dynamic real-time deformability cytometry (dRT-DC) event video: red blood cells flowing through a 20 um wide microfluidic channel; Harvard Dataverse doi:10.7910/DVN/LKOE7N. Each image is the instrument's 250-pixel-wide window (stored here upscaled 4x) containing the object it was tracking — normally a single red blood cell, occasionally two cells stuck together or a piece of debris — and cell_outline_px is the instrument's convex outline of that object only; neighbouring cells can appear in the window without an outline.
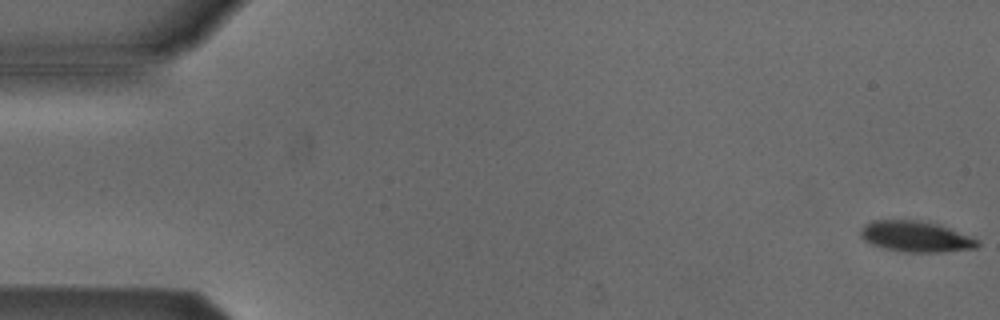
{"species": "Egyptian fruit bat (a non-hibernating species)", "species_latin": "Rousettus aegyptiacus", "temperature_condition": "cold", "stored_images_in_passage": 5, "camera_frame_rate_fps": 3000, "um_per_image_px": 0.085, "animal": {"sex": "male"}, "frame": {"image": 1, "passage_image": 1, "time_ms": 0.0, "image_size_px": [1000, 320], "cell_outline_px": [[980, 244], [976, 248], [944, 252], [908, 252], [888, 248], [872, 244], [864, 240], [860, 236], [860, 228], [864, 224], [872, 220], [920, 220], [936, 224], [972, 236], [980, 240]], "centroid_in_image_um": [77.86, 20.1], "position_along_channel_um": 7.1, "area_um2": 20.98}}
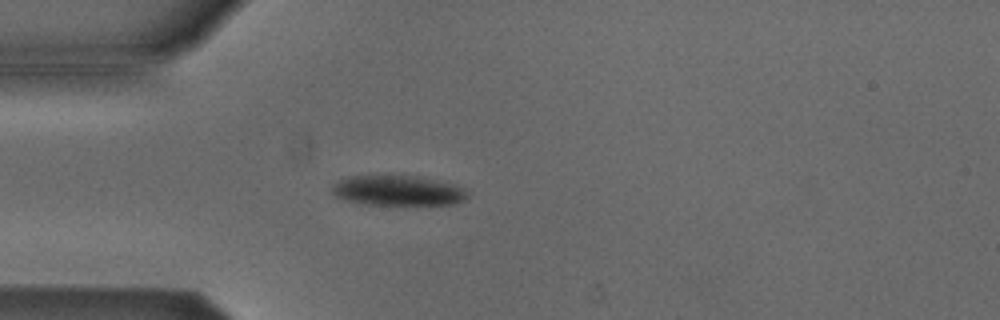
{"frame": {"image": 2, "passage_image": 5, "time_ms": 4.667, "image_size_px": [1000, 320], "cell_outline_px": [[468, 196], [464, 200], [452, 204], [364, 204], [348, 200], [336, 196], [332, 192], [332, 188], [340, 180], [352, 176], [416, 176], [452, 184], [464, 188], [468, 192]], "centroid_in_image_um": [33.85, 16.2], "position_along_channel_um": 51.1, "area_um2": 23.18}}